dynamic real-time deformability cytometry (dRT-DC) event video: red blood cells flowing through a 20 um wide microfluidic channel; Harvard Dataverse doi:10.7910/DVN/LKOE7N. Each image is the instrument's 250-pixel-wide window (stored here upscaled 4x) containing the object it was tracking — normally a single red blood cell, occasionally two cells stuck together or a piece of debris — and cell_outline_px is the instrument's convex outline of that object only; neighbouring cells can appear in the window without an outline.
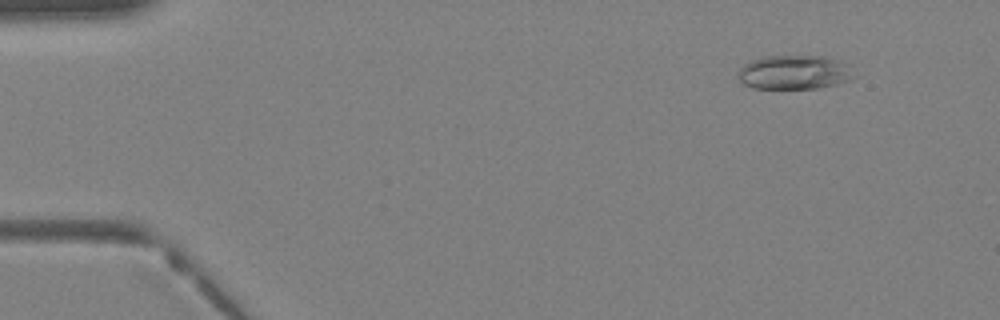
{"species": "Egyptian fruit bat (a non-hibernating species)", "species_latin": "Rousettus aegyptiacus", "temperature_condition": "warm", "stored_images_in_passage": 41, "camera_frame_rate_fps": 3000, "um_per_image_px": 0.085, "animal": {"sex": "female"}, "frame": {"image": 1, "passage_image": 5, "time_ms": 1.333, "image_size_px": [1000, 320], "cell_outline_px": [[856, 76], [848, 80], [836, 84], [816, 88], [752, 88], [744, 84], [740, 80], [740, 68], [744, 64], [752, 60], [764, 56], [824, 56], [844, 64]], "centroid_in_image_um": [67.48, 6.15], "position_along_channel_um": 17.5, "area_um2": 22.54}}
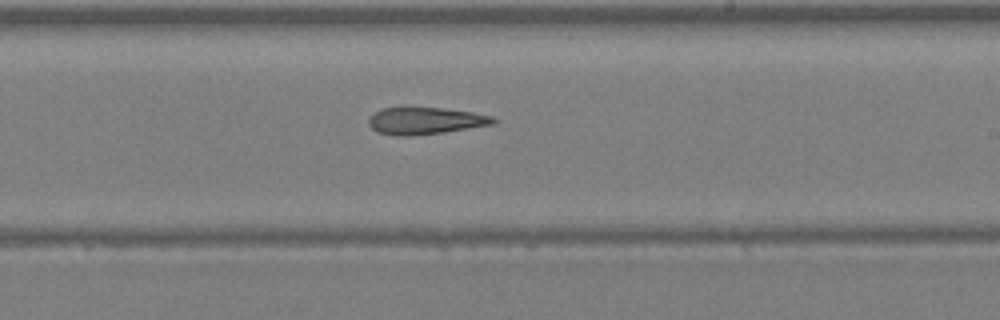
{"frame": {"image": 2, "passage_image": 25, "time_ms": 8.0, "image_size_px": [1000, 320], "cell_outline_px": [[500, 120], [496, 124], [444, 132], [408, 136], [400, 136], [376, 132], [368, 124], [368, 120], [376, 112], [384, 108], [440, 108], [472, 112], [492, 116]], "centroid_in_image_um": [36.21, 10.28], "position_along_channel_um": 252.8, "area_um2": 19.48}}
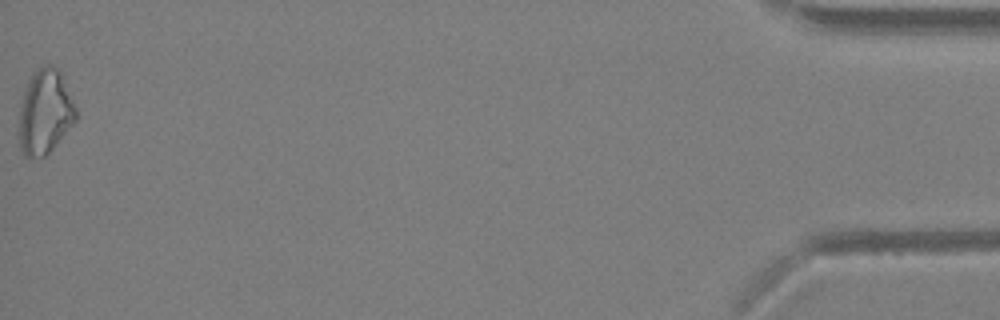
{"frame": {"image": 3, "passage_image": 41, "time_ms": 13.333, "image_size_px": [1000, 320], "cell_outline_px": [[76, 120], [52, 148], [44, 156], [24, 156], [20, 148], [16, 132], [20, 108], [24, 92], [28, 80], [44, 64], [52, 64], [60, 68], [76, 108]], "centroid_in_image_um": [3.8, 9.5], "position_along_channel_um": 431.4, "area_um2": 28.15}}